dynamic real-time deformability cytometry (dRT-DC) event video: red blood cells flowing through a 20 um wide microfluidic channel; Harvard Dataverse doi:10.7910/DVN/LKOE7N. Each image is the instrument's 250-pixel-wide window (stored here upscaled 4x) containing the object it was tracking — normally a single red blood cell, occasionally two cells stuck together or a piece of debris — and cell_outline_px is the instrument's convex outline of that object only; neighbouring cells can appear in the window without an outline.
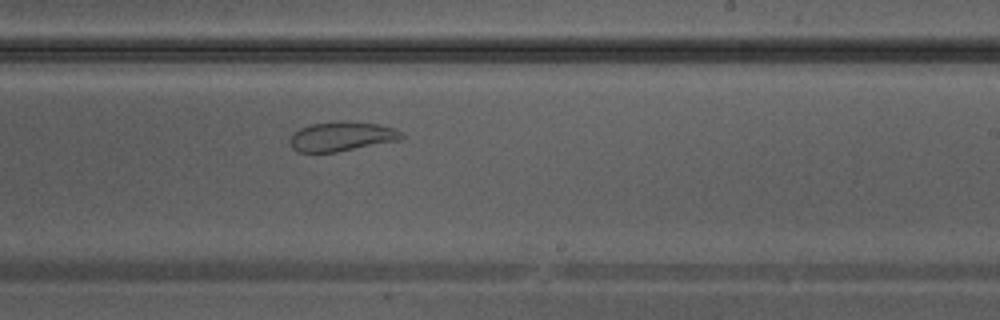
{"species": "Egyptian fruit bat (a non-hibernating species)", "species_latin": "Rousettus aegyptiacus", "temperature_condition": "warm", "stored_images_in_passage": 28, "camera_frame_rate_fps": 3000, "um_per_image_px": 0.085, "animal": {"sex": "male"}, "frame": {"image": 1, "passage_image": 13, "time_ms": 4.0, "image_size_px": [1000, 320], "cell_outline_px": [[404, 136], [400, 140], [336, 152], [296, 152], [292, 148], [292, 136], [300, 128], [312, 124], [340, 120], [380, 124], [396, 128], [404, 132]], "centroid_in_image_um": [29.12, 11.58], "position_along_channel_um": 259.9, "area_um2": 19.19}}
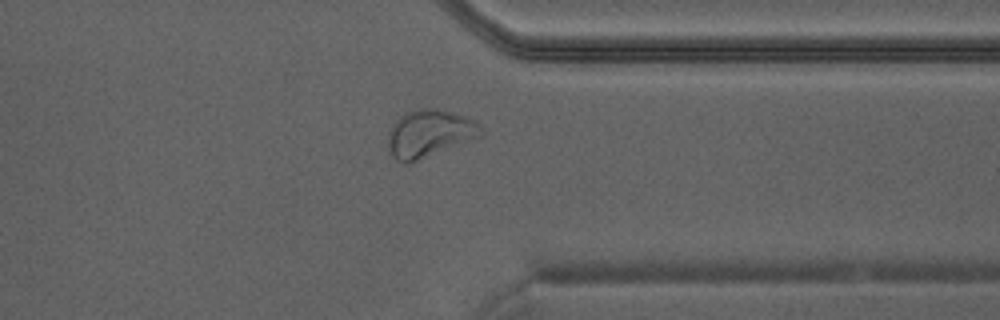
{"frame": {"image": 2, "passage_image": 20, "time_ms": 6.333, "image_size_px": [1000, 320], "cell_outline_px": [[484, 132], [480, 136], [408, 164], [396, 160], [388, 152], [388, 136], [392, 124], [404, 112], [420, 108], [436, 108], [452, 112], [476, 120]], "centroid_in_image_um": [36.47, 11.33], "position_along_channel_um": 374.9, "area_um2": 25.66}}